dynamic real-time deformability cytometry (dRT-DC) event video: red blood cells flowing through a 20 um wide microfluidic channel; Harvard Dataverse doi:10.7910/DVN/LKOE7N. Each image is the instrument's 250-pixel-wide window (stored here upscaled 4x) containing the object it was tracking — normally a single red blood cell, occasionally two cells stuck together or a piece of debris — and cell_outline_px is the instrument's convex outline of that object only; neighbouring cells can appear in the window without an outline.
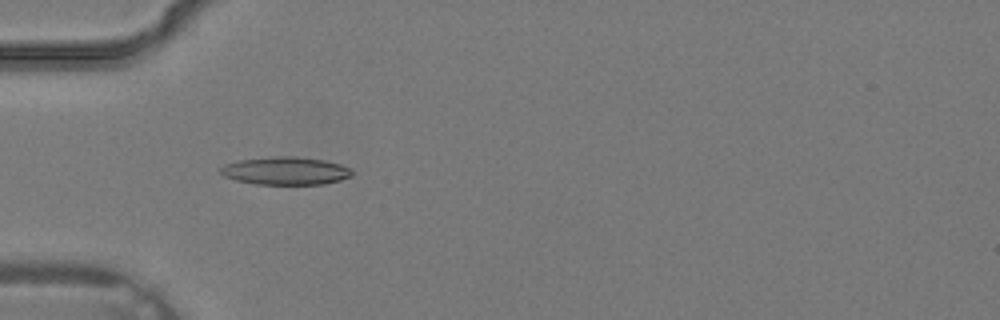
{"species": "common noctule bat (a hibernating species)", "species_latin": "Nyctalus noctula", "temperature_condition": "warm", "stored_images_in_passage": 21, "camera_frame_rate_fps": 3000, "um_per_image_px": 0.085, "animal": {"sex": "male", "body_mass_g": 19.2, "forearm_length_mm": 51.8}, "frame": {"image": 1, "passage_image": 3, "time_ms": 0.667, "image_size_px": [1000, 320], "cell_outline_px": [[352, 176], [340, 180], [324, 184], [256, 184], [236, 180], [224, 176], [220, 172], [220, 168], [224, 164], [240, 160], [280, 156], [296, 156], [324, 160], [340, 164], [352, 168]], "centroid_in_image_um": [24.3, 14.52], "position_along_channel_um": 60.7, "area_um2": 21.33}}
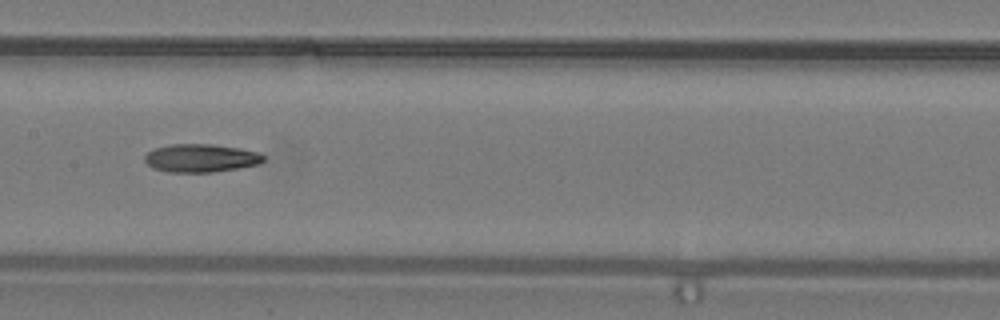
{"frame": {"image": 2, "passage_image": 10, "time_ms": 3.0, "image_size_px": [1000, 320], "cell_outline_px": [[264, 160], [256, 164], [236, 168], [212, 172], [168, 172], [152, 168], [144, 160], [144, 156], [148, 152], [156, 148], [172, 144], [212, 144], [240, 148], [260, 152], [264, 156]], "centroid_in_image_um": [17.06, 13.43], "position_along_channel_um": 190.3, "area_um2": 19.36}}
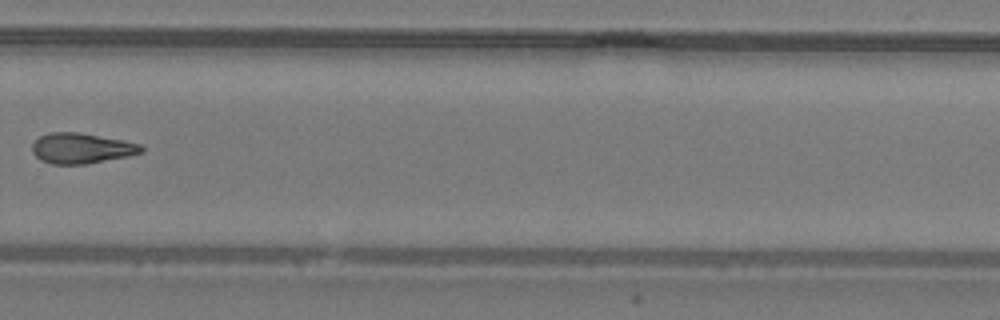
{"frame": {"image": 3, "passage_image": 17, "time_ms": 5.333, "image_size_px": [1000, 320], "cell_outline_px": [[144, 152], [128, 156], [88, 164], [52, 164], [40, 160], [32, 152], [32, 144], [40, 136], [48, 132], [80, 132], [124, 140], [140, 144], [144, 148]], "centroid_in_image_um": [6.93, 12.6], "position_along_channel_um": 322.9, "area_um2": 19.54}}